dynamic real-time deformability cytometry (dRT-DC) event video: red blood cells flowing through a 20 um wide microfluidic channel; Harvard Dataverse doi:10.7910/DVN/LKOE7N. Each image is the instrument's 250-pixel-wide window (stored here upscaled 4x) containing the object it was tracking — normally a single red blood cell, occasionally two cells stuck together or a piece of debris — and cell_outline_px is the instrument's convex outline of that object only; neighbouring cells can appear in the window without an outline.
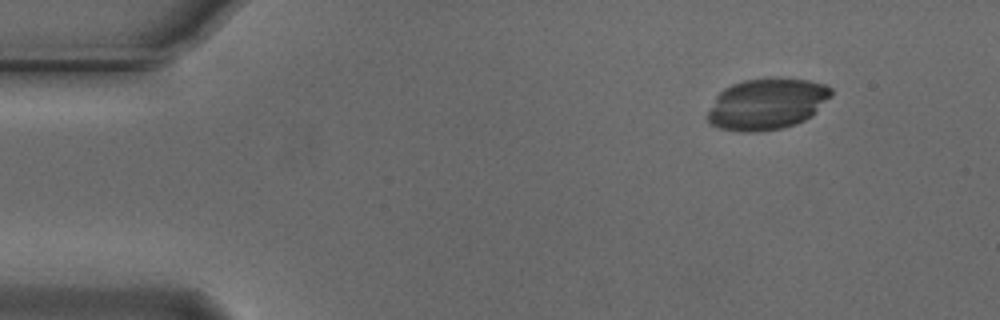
{"species": "Egyptian fruit bat (a non-hibernating species)", "species_latin": "Rousettus aegyptiacus", "temperature_condition": "cold", "stored_images_in_passage": 55, "camera_frame_rate_fps": 3000, "um_per_image_px": 0.085, "animal": {"sex": "male"}, "frame": {"image": 1, "passage_image": 7, "time_ms": 2.0, "image_size_px": [1000, 320], "cell_outline_px": [[832, 96], [812, 116], [796, 124], [780, 128], [752, 132], [740, 132], [720, 128], [712, 124], [704, 116], [716, 96], [724, 88], [732, 84], [744, 80], [808, 80], [824, 84], [832, 88]], "centroid_in_image_um": [65.16, 8.87], "position_along_channel_um": 19.8, "area_um2": 36.47}}
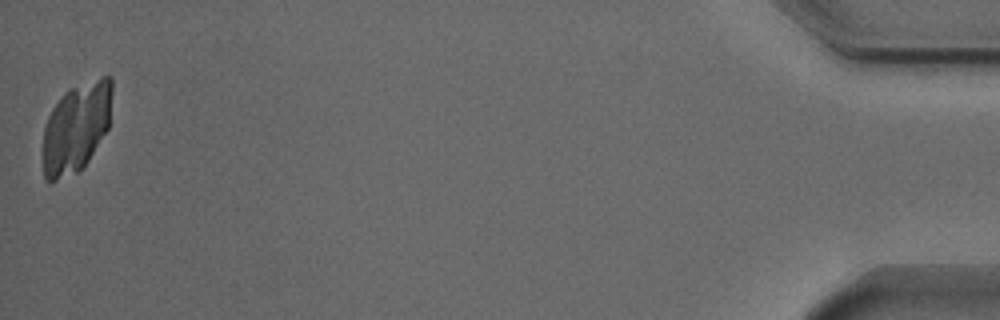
{"frame": {"image": 2, "passage_image": 55, "time_ms": 18.0, "image_size_px": [1000, 320], "cell_outline_px": [[112, 92], [108, 128], [88, 160], [76, 172], [56, 180], [44, 180], [44, 128], [48, 116], [52, 108], [64, 92], [68, 88], [104, 76], [112, 76]], "centroid_in_image_um": [6.48, 10.79], "position_along_channel_um": 428.7, "area_um2": 35.66}}